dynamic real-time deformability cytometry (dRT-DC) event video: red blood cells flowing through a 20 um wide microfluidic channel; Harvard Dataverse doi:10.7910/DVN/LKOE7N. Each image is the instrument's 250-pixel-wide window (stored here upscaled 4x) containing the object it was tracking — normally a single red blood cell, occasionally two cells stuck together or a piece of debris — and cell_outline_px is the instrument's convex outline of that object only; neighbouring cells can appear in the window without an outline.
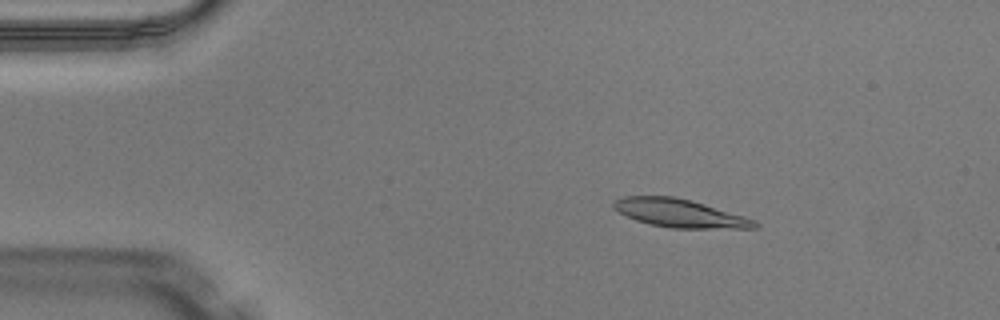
{"species": "Egyptian fruit bat (a non-hibernating species)", "species_latin": "Rousettus aegyptiacus", "temperature_condition": "warm", "stored_images_in_passage": 49, "camera_frame_rate_fps": 3000, "um_per_image_px": 0.085, "animal": {"sex": "male"}, "frame": {"image": 1, "passage_image": 8, "time_ms": 2.333, "image_size_px": [1000, 320], "cell_outline_px": [[760, 224], [756, 228], [672, 228], [648, 224], [636, 220], [612, 208], [612, 204], [616, 200], [624, 196], [672, 196], [692, 200], [744, 216], [756, 220]], "centroid_in_image_um": [57.79, 18.12], "position_along_channel_um": 27.2, "area_um2": 23.12}}
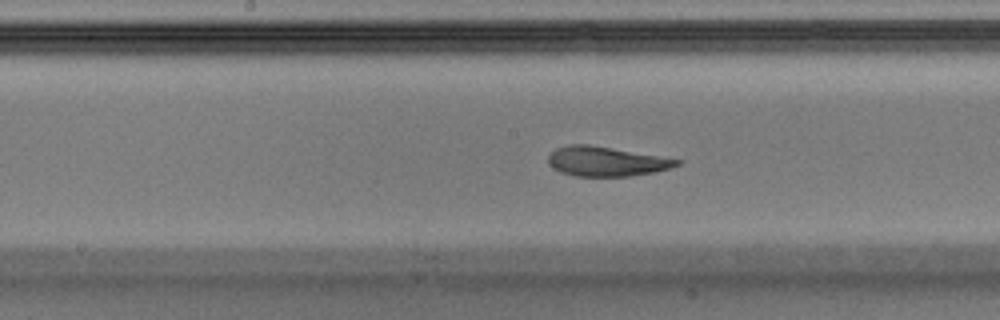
{"frame": {"image": 2, "passage_image": 25, "time_ms": 8.0, "image_size_px": [1000, 320], "cell_outline_px": [[684, 160], [680, 164], [672, 168], [652, 172], [628, 176], [576, 176], [560, 172], [552, 168], [548, 164], [548, 156], [556, 148], [568, 144], [588, 144]], "centroid_in_image_um": [51.52, 13.71], "position_along_channel_um": 196.7, "area_um2": 22.2}}
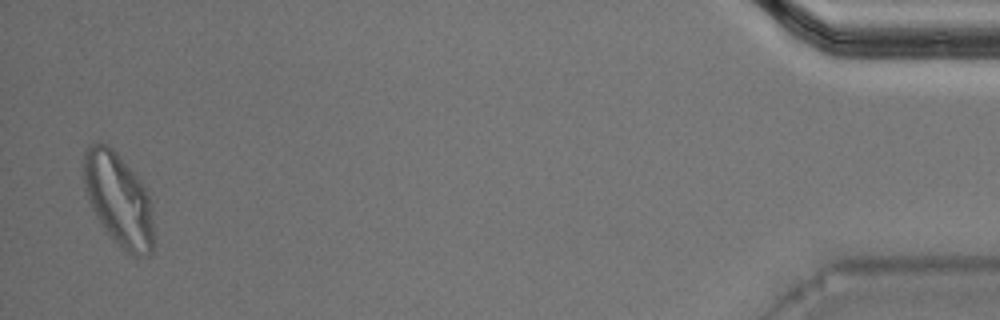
{"frame": {"image": 3, "passage_image": 48, "time_ms": 15.667, "image_size_px": [1000, 320], "cell_outline_px": [[152, 252], [148, 256], [132, 256], [104, 228], [92, 208], [88, 200], [84, 188], [84, 152], [92, 144], [108, 144], [116, 152], [140, 180], [148, 192], [152, 204]], "centroid_in_image_um": [10.09, 16.94], "position_along_channel_um": 425.1, "area_um2": 37.28}, "authors_computed_cell_mechanics": {"area_um2": 23.2934, "velocity_mm_per_s": 4.0941, "shape_relaxation_time_tau1_ms": 4.2986, "shape_relaxation_time_tau2_ms": 1.7118, "deformation_change_tau1": 0.1738, "deformation_change_tau2": 0.0894}}